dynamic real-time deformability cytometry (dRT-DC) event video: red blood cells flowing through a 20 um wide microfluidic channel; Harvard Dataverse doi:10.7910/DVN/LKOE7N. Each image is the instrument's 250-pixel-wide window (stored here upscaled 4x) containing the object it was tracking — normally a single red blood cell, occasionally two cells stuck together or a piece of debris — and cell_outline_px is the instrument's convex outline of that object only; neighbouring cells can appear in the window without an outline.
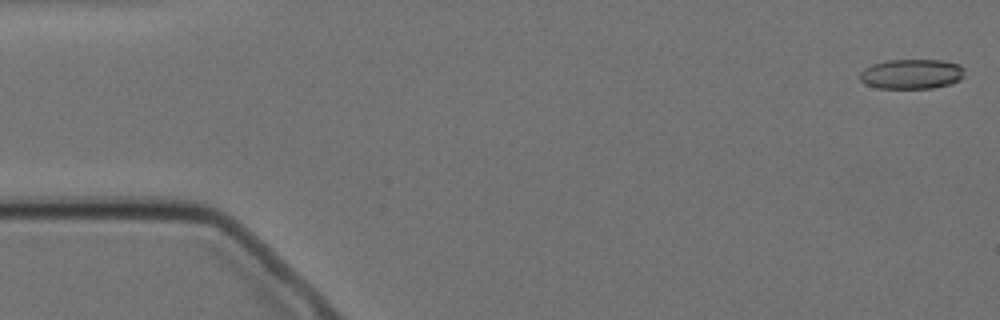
{"species": "Egyptian fruit bat (a non-hibernating species)", "species_latin": "Rousettus aegyptiacus", "temperature_condition": "cold", "stored_images_in_passage": 5, "camera_frame_rate_fps": 3000, "um_per_image_px": 0.085, "animal": {"sex": "female"}, "frame": {"image": 1, "passage_image": 1, "time_ms": 0.0, "image_size_px": [1000, 320], "cell_outline_px": [[964, 76], [960, 80], [952, 84], [932, 88], [880, 88], [864, 84], [860, 80], [860, 72], [864, 68], [872, 64], [888, 60], [940, 60], [960, 64], [964, 68]], "centroid_in_image_um": [77.5, 6.29], "position_along_channel_um": 7.5, "area_um2": 18.38}}
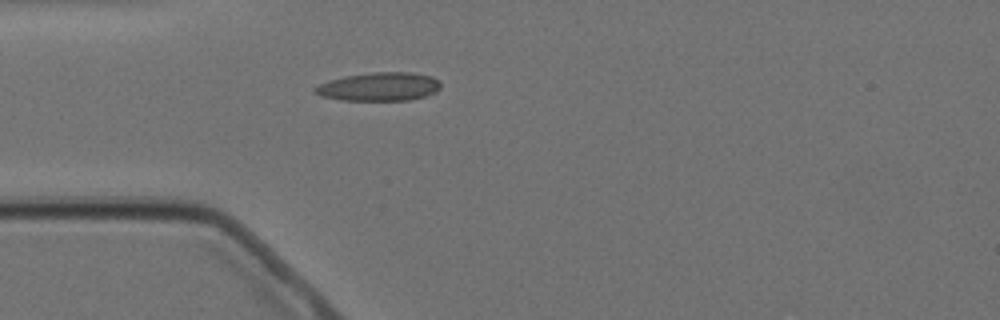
{"frame": {"image": 2, "passage_image": 5, "time_ms": 4.667, "image_size_px": [1000, 320], "cell_outline_px": [[440, 88], [436, 92], [424, 96], [408, 100], [340, 100], [324, 96], [312, 92], [312, 88], [328, 80], [344, 76], [372, 72], [412, 72], [432, 76], [440, 84]], "centroid_in_image_um": [32.2, 7.36], "position_along_channel_um": 52.8, "area_um2": 20.87}}